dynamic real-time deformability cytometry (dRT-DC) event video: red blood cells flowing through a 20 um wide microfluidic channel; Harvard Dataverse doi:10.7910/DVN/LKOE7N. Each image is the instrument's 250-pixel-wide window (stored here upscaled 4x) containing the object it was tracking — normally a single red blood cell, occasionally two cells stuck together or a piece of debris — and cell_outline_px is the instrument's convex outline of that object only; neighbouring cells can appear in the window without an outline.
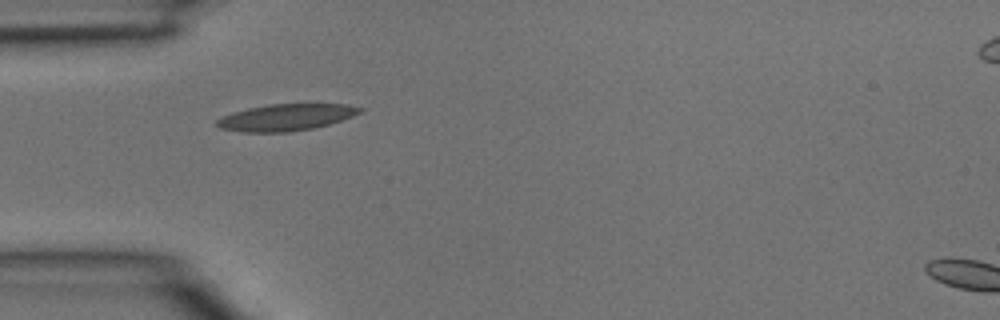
{"species": "common noctule bat (a hibernating species)", "species_latin": "Nyctalus noctula", "temperature_condition": "room temperature", "stored_images_in_passage": 4, "camera_frame_rate_fps": 3000, "um_per_image_px": 0.085, "animal": {"sex": "male", "body_mass_g": 15.6}, "frame": {"image": 1, "passage_image": 3, "time_ms": 0.667, "image_size_px": [1000, 320], "cell_outline_px": [[364, 108], [360, 112], [352, 116], [328, 124], [312, 128], [288, 132], [240, 132], [220, 128], [216, 124], [216, 120], [232, 112], [248, 108], [272, 104], [348, 104]], "centroid_in_image_um": [24.29, 9.97], "position_along_channel_um": 60.7, "area_um2": 22.02}}